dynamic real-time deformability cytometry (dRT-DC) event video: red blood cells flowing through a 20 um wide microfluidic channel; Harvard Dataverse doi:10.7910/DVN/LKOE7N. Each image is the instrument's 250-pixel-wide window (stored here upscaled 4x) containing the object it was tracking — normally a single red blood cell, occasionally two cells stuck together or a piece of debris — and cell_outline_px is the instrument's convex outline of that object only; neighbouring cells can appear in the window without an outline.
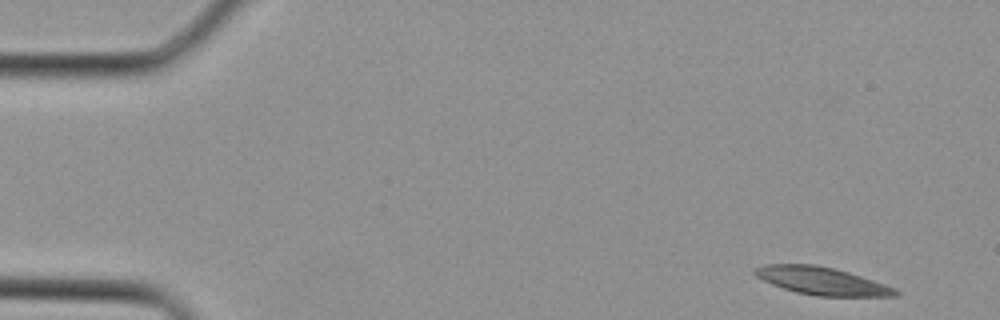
{"species": "Egyptian fruit bat (a non-hibernating species)", "species_latin": "Rousettus aegyptiacus", "temperature_condition": "cold", "stored_images_in_passage": 8, "camera_frame_rate_fps": 3000, "um_per_image_px": 0.085, "animal": {"sex": "female"}, "frame": {"image": 1, "passage_image": 1, "time_ms": 0.0, "image_size_px": [1000, 320], "cell_outline_px": [[900, 292], [896, 296], [816, 296], [796, 292], [772, 284], [756, 276], [752, 272], [752, 268], [764, 264], [816, 264], [848, 272], [896, 288]], "centroid_in_image_um": [69.82, 23.87], "position_along_channel_um": 15.2, "area_um2": 22.6}}